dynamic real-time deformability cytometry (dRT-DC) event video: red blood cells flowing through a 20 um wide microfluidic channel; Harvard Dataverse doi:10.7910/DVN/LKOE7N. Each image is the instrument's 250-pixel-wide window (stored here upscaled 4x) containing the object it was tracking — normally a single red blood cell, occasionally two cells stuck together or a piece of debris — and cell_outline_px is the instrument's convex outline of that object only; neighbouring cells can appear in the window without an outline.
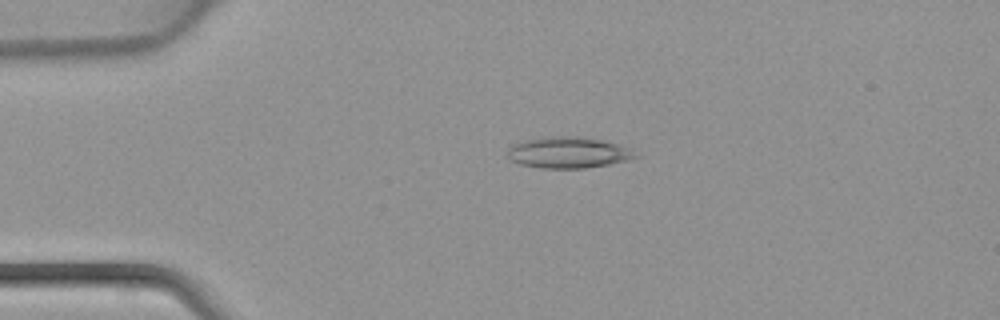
{"species": "common noctule bat (a hibernating species)", "species_latin": "Nyctalus noctula", "temperature_condition": "warm", "stored_images_in_passage": 44, "camera_frame_rate_fps": 3000, "um_per_image_px": 0.085, "animal": {"sex": "female", "body_mass_g": 22.7, "forearm_length_mm": 54.2}, "frame": {"image": 1, "passage_image": 10, "time_ms": 3.0, "image_size_px": [1000, 320], "cell_outline_px": [[640, 156], [628, 160], [608, 164], [584, 168], [540, 168], [520, 164], [512, 160], [508, 156], [508, 148], [512, 144], [524, 140], [540, 136], [580, 136], [604, 140], [620, 144], [632, 148]], "centroid_in_image_um": [48.33, 12.94], "position_along_channel_um": 36.7, "area_um2": 23.64}}
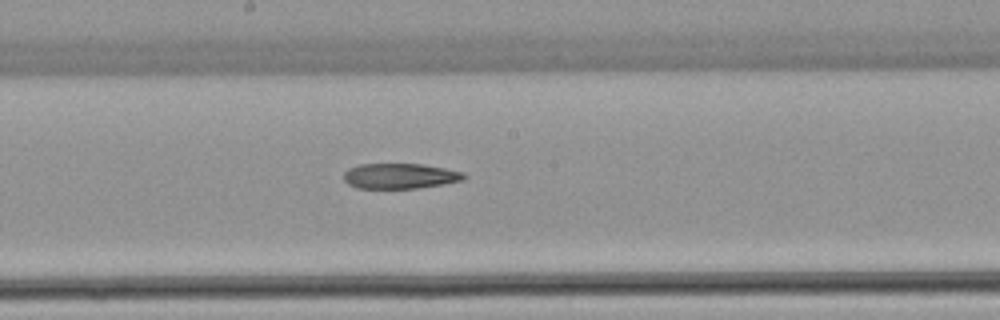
{"frame": {"image": 2, "passage_image": 24, "time_ms": 7.667, "image_size_px": [1000, 320], "cell_outline_px": [[468, 176], [464, 180], [416, 188], [356, 188], [348, 184], [344, 180], [344, 172], [348, 168], [360, 164], [420, 164], [444, 168], [464, 172]], "centroid_in_image_um": [33.98, 14.96], "position_along_channel_um": 214.2, "area_um2": 17.69}}
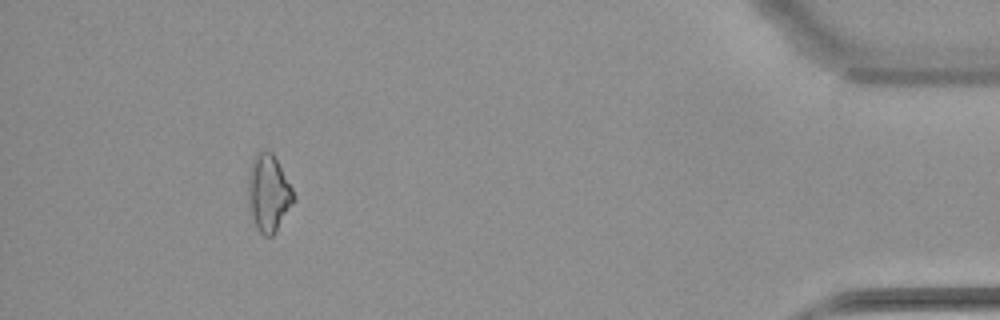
{"frame": {"image": 3, "passage_image": 41, "time_ms": 13.333, "image_size_px": [1000, 320], "cell_outline_px": [[296, 200], [276, 232], [272, 236], [264, 236], [256, 228], [248, 204], [248, 176], [252, 160], [260, 152], [272, 152], [292, 188], [296, 196]], "centroid_in_image_um": [22.84, 16.47], "position_along_channel_um": 412.4, "area_um2": 20.35}}